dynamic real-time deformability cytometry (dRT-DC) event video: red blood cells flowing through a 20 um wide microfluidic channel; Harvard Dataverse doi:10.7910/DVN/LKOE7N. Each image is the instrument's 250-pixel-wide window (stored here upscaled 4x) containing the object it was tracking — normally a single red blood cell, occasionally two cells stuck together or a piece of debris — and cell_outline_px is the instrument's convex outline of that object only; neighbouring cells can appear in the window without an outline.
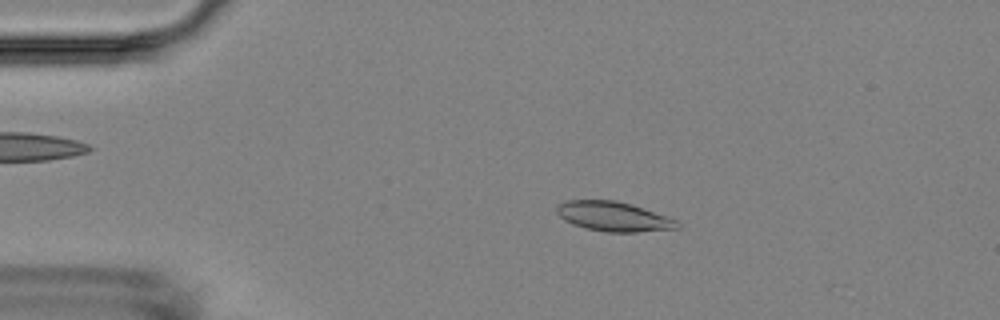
{"species": "Egyptian fruit bat (a non-hibernating species)", "species_latin": "Rousettus aegyptiacus", "temperature_condition": "room temperature", "stored_images_in_passage": 9, "camera_frame_rate_fps": 3000, "um_per_image_px": 0.085, "animal": {"sex": "female"}, "frame": {"image": 1, "passage_image": 3, "time_ms": 2.333, "image_size_px": [1000, 320], "cell_outline_px": [[680, 228], [636, 232], [608, 232], [588, 228], [572, 224], [564, 220], [556, 212], [556, 208], [564, 200], [616, 200], [632, 204], [676, 220], [680, 224]], "centroid_in_image_um": [52.14, 18.39], "position_along_channel_um": 32.9, "area_um2": 20.63}}
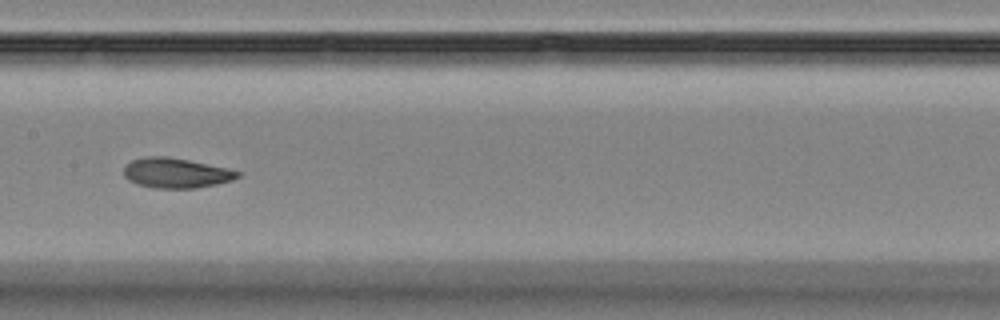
{"frame": {"image": 2, "passage_image": 8, "time_ms": 8.0, "image_size_px": [1000, 320], "cell_outline_px": [[244, 172], [240, 176], [232, 180], [216, 184], [196, 188], [152, 188], [136, 184], [128, 180], [124, 176], [124, 168], [132, 160], [144, 156], [168, 156], [228, 168]], "centroid_in_image_um": [14.97, 14.7], "position_along_channel_um": 192.4, "area_um2": 20.06}}
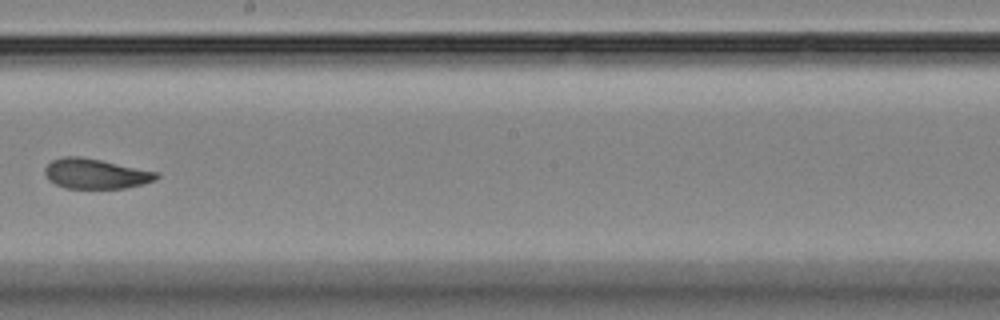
{"frame": {"image": 3, "passage_image": 9, "time_ms": 9.333, "image_size_px": [1000, 320], "cell_outline_px": [[160, 176], [156, 180], [144, 184], [124, 188], [64, 188], [48, 180], [44, 172], [44, 168], [52, 160], [64, 156], [80, 156], [160, 172]], "centroid_in_image_um": [8.15, 14.77], "position_along_channel_um": 240.1, "area_um2": 19.65}}